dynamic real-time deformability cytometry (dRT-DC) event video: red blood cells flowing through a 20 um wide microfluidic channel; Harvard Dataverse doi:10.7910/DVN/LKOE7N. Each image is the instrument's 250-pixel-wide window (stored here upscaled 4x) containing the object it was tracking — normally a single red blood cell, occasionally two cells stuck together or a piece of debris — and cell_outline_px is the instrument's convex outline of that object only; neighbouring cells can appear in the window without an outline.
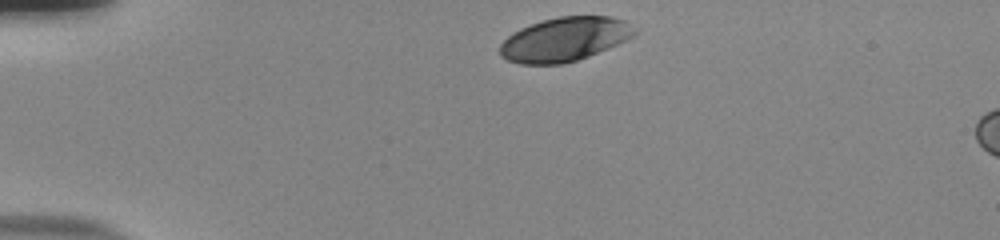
{"species": "human", "species_latin": "Homo sapiens", "temperature_condition": "room temperature", "stored_images_in_passage": 34, "camera_frame_rate_fps": 3000, "um_per_image_px": 0.085, "donor": {"sex": "male"}, "frame": {"image": 1, "passage_image": 1, "time_ms": 0.0, "image_size_px": [1000, 240], "cell_outline_px": [[640, 32], [608, 48], [588, 56], [576, 60], [560, 64], [520, 64], [508, 60], [500, 56], [500, 44], [512, 32], [520, 28], [544, 20], [560, 16], [612, 16], [624, 20], [636, 28]], "centroid_in_image_um": [47.99, 3.33], "position_along_channel_um": 37.0, "area_um2": 34.39}}
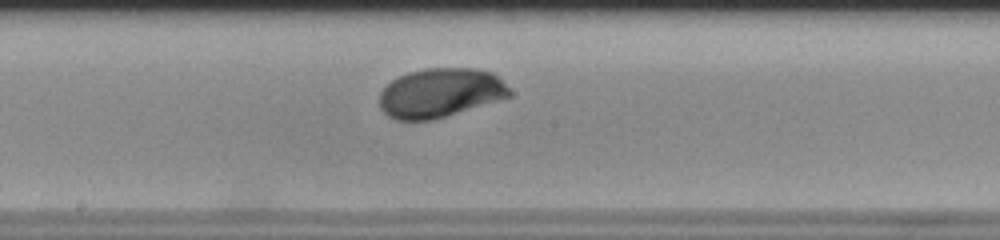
{"frame": {"image": 2, "passage_image": 19, "time_ms": 6.0, "image_size_px": [1000, 240], "cell_outline_px": [[512, 96], [432, 120], [396, 120], [388, 116], [380, 108], [380, 92], [392, 80], [408, 72], [424, 68], [476, 68], [492, 72], [512, 92]], "centroid_in_image_um": [37.41, 7.89], "position_along_channel_um": 210.8, "area_um2": 37.11}}
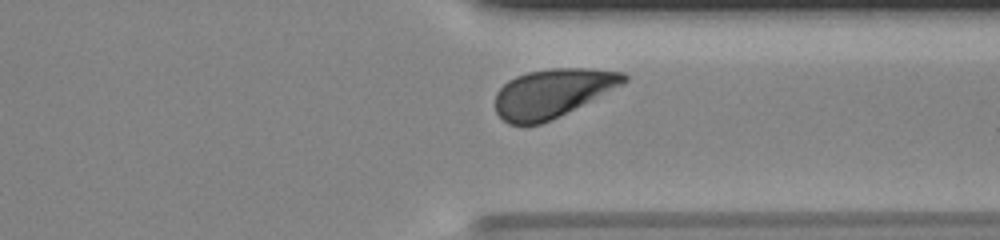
{"frame": {"image": 3, "passage_image": 31, "time_ms": 10.0, "image_size_px": [1000, 240], "cell_outline_px": [[628, 80], [624, 84], [540, 124], [508, 124], [496, 112], [496, 92], [508, 80], [516, 76], [528, 72], [552, 68], [592, 68], [624, 72], [628, 76]], "centroid_in_image_um": [46.97, 7.88], "position_along_channel_um": 364.4, "area_um2": 35.89}, "authors_computed_cell_mechanics": {"area_um2": 36.5007, "velocity_mm_per_s": 3.8342, "shape_relaxation_time_tau1_ms": 2.8984, "shape_relaxation_time_tau2_ms": null, "deformation_change_tau1": 0.1493, "deformation_change_tau2": null}}